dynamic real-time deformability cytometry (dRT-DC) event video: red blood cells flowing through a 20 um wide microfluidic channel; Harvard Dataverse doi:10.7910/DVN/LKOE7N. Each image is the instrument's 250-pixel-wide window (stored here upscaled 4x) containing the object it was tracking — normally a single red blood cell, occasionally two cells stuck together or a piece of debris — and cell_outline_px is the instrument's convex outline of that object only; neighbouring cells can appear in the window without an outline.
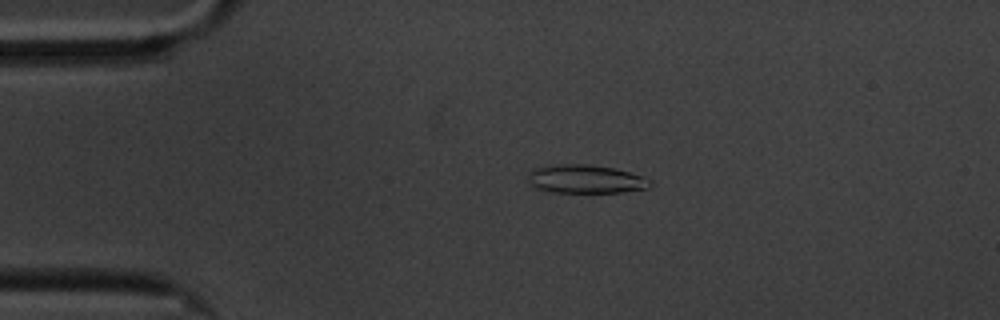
{"species": "common noctule bat (a hibernating species)", "species_latin": "Nyctalus noctula", "temperature_condition": "cold", "stored_images_in_passage": 58, "camera_frame_rate_fps": 3000, "um_per_image_px": 0.085, "animal": {"sex": "male", "body_mass_g": 20.1, "forearm_length_mm": 53.5}, "frame": {"image": 1, "passage_image": 11, "time_ms": 3.333, "image_size_px": [1000, 320], "cell_outline_px": [[652, 184], [648, 188], [620, 192], [552, 192], [536, 188], [528, 180], [528, 176], [532, 168], [552, 164], [588, 164], [612, 168], [644, 176], [652, 180]], "centroid_in_image_um": [49.77, 15.21], "position_along_channel_um": 35.2, "area_um2": 20.29}}
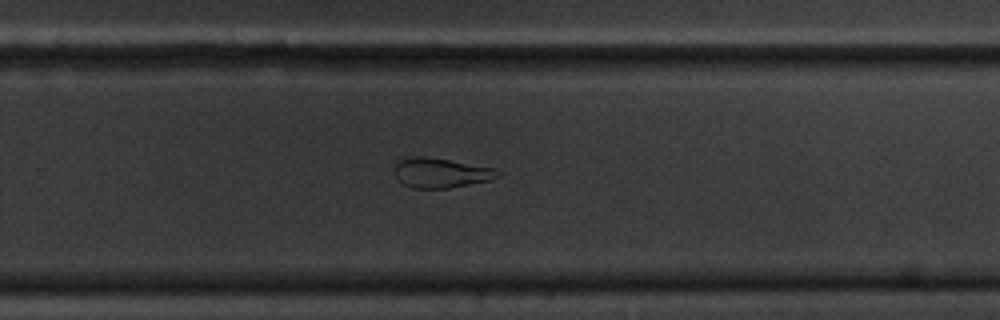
{"frame": {"image": 2, "passage_image": 37, "time_ms": 12.0, "image_size_px": [1000, 320], "cell_outline_px": [[504, 172], [500, 176], [492, 180], [448, 188], [412, 188], [404, 184], [396, 176], [396, 160], [412, 156], [424, 156], [496, 168]], "centroid_in_image_um": [37.53, 14.69], "position_along_channel_um": 292.3, "area_um2": 17.98}}
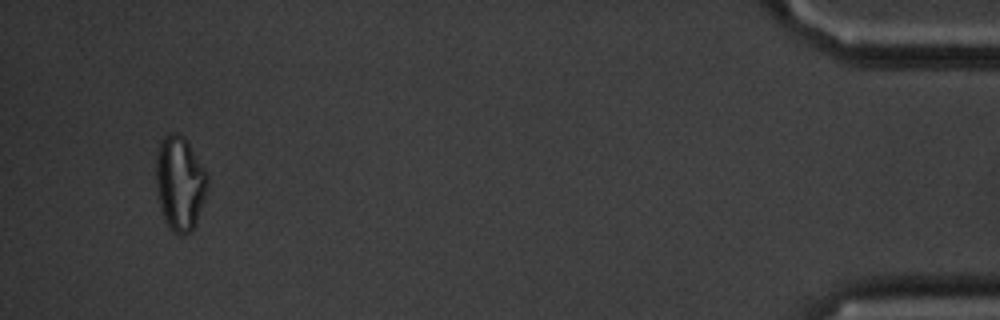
{"frame": {"image": 3, "passage_image": 55, "time_ms": 18.0, "image_size_px": [1000, 320], "cell_outline_px": [[208, 184], [196, 224], [192, 232], [180, 236], [172, 232], [164, 220], [156, 188], [156, 156], [160, 144], [164, 136], [172, 132], [176, 132], [188, 144], [208, 176]], "centroid_in_image_um": [15.27, 15.64], "position_along_channel_um": 419.9, "area_um2": 27.92}, "authors_computed_cell_mechanics": {"area_um2": 20.2589, "velocity_mm_per_s": 3.3803, "shape_relaxation_time_tau1_ms": 7.0527, "shape_relaxation_time_tau2_ms": 3.3321, "deformation_change_tau1": 0.1685, "deformation_change_tau2": 0.1126}}